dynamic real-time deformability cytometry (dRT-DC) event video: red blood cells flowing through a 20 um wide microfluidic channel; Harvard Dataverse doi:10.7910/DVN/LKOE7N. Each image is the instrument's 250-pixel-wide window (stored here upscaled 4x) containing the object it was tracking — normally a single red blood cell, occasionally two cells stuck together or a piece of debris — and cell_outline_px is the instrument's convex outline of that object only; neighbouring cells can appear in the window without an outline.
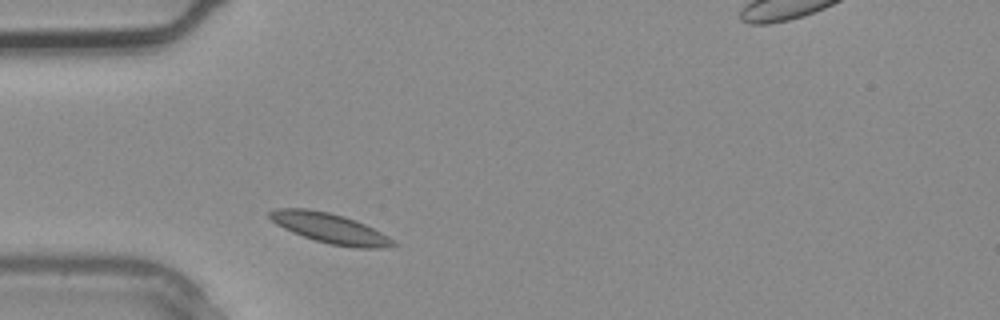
{"species": "common noctule bat (a hibernating species)", "species_latin": "Nyctalus noctula", "temperature_condition": "warm", "stored_images_in_passage": 5, "segment_of_instrument_passage": [1, 2], "camera_frame_rate_fps": 3000, "um_per_image_px": 0.085, "animal": {"sex": "male", "body_mass_g": 20.4}, "frame": {"image": 1, "passage_image": 4, "time_ms": 1.0, "image_size_px": [1000, 320], "cell_outline_px": [[400, 244], [384, 248], [356, 248], [328, 244], [292, 232], [276, 224], [268, 216], [268, 212], [272, 208], [308, 208], [328, 212], [344, 216], [356, 220], [388, 236]], "centroid_in_image_um": [28.05, 19.4], "position_along_channel_um": 57.0, "area_um2": 21.68}}